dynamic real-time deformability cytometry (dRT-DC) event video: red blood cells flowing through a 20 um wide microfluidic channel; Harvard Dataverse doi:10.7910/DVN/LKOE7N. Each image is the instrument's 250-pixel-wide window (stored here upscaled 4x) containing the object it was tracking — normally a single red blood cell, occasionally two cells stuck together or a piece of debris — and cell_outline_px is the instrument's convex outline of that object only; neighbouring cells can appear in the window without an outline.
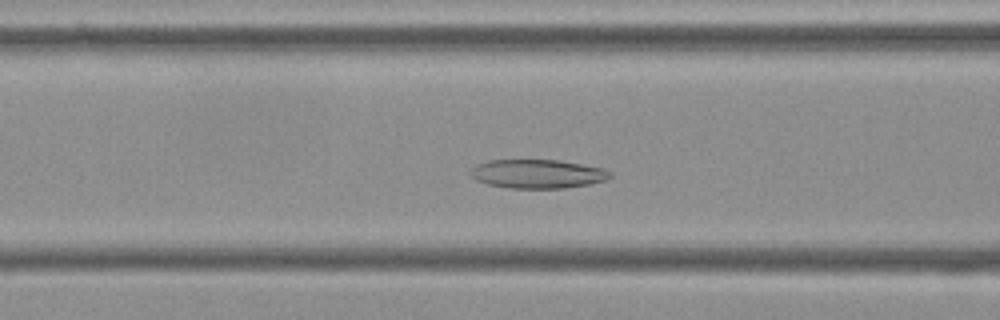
{"species": "Egyptian fruit bat (a non-hibernating species)", "species_latin": "Rousettus aegyptiacus", "temperature_condition": "cold", "stored_images_in_passage": 54, "camera_frame_rate_fps": 3000, "um_per_image_px": 0.085, "frame": {"image": 1, "passage_image": 20, "time_ms": 6.333, "image_size_px": [1000, 320], "cell_outline_px": [[612, 176], [608, 180], [588, 184], [564, 188], [508, 188], [488, 184], [476, 180], [468, 172], [476, 164], [488, 160], [560, 160], [604, 168], [612, 172]], "centroid_in_image_um": [45.7, 14.77], "position_along_channel_um": 120.9, "area_um2": 23.64}}
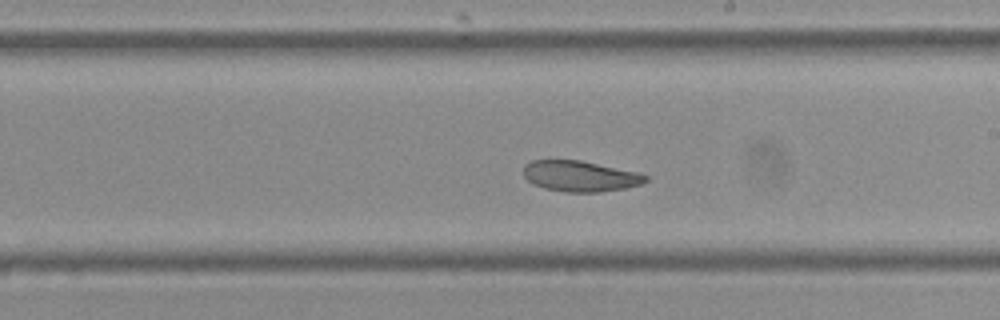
{"frame": {"image": 2, "passage_image": 30, "time_ms": 9.667, "image_size_px": [1000, 320], "cell_outline_px": [[648, 180], [640, 184], [624, 188], [600, 192], [564, 192], [544, 188], [532, 184], [524, 176], [524, 164], [532, 160], [580, 160], [640, 172], [648, 176]], "centroid_in_image_um": [49.31, 14.97], "position_along_channel_um": 239.7, "area_um2": 22.02}}
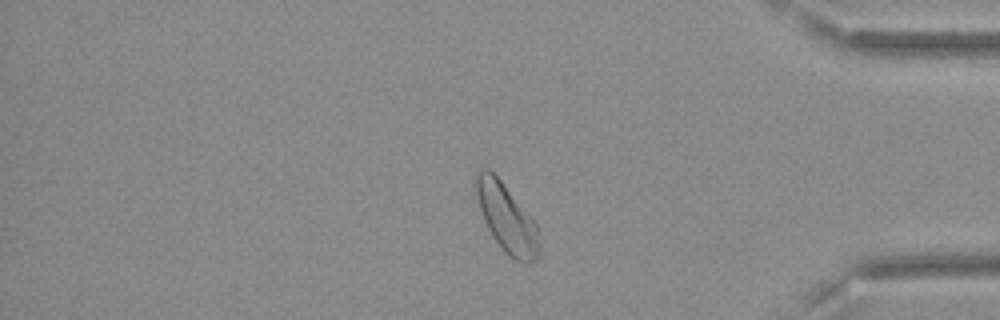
{"frame": {"image": 3, "passage_image": 45, "time_ms": 14.667, "image_size_px": [1000, 320], "cell_outline_px": [[536, 260], [528, 264], [520, 264], [508, 256], [492, 236], [488, 228], [480, 208], [472, 184], [472, 180], [476, 172], [480, 168], [488, 168], [500, 180], [536, 224]], "centroid_in_image_um": [42.97, 18.5], "position_along_channel_um": 392.2, "area_um2": 24.68}}